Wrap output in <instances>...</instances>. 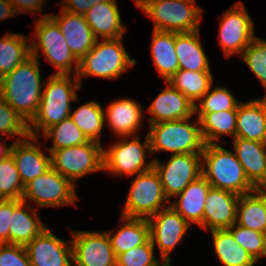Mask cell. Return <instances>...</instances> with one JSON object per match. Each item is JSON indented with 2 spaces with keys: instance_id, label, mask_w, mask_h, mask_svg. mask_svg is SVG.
Wrapping results in <instances>:
<instances>
[{
  "instance_id": "5b68a950",
  "label": "cell",
  "mask_w": 266,
  "mask_h": 266,
  "mask_svg": "<svg viewBox=\"0 0 266 266\" xmlns=\"http://www.w3.org/2000/svg\"><path fill=\"white\" fill-rule=\"evenodd\" d=\"M154 22L153 30L192 32L199 29L202 9L195 0H134Z\"/></svg>"
},
{
  "instance_id": "e575fe53",
  "label": "cell",
  "mask_w": 266,
  "mask_h": 266,
  "mask_svg": "<svg viewBox=\"0 0 266 266\" xmlns=\"http://www.w3.org/2000/svg\"><path fill=\"white\" fill-rule=\"evenodd\" d=\"M70 118L89 140L100 143V133L105 124V115L99 103L91 101L81 105L70 114Z\"/></svg>"
},
{
  "instance_id": "8d00e7d4",
  "label": "cell",
  "mask_w": 266,
  "mask_h": 266,
  "mask_svg": "<svg viewBox=\"0 0 266 266\" xmlns=\"http://www.w3.org/2000/svg\"><path fill=\"white\" fill-rule=\"evenodd\" d=\"M195 104V114L198 112V120L205 114L221 112L226 110H238V100L228 91L226 87H214Z\"/></svg>"
},
{
  "instance_id": "e0dca14e",
  "label": "cell",
  "mask_w": 266,
  "mask_h": 266,
  "mask_svg": "<svg viewBox=\"0 0 266 266\" xmlns=\"http://www.w3.org/2000/svg\"><path fill=\"white\" fill-rule=\"evenodd\" d=\"M239 195L211 187L206 196L203 228L228 229L236 223Z\"/></svg>"
},
{
  "instance_id": "bcb514c9",
  "label": "cell",
  "mask_w": 266,
  "mask_h": 266,
  "mask_svg": "<svg viewBox=\"0 0 266 266\" xmlns=\"http://www.w3.org/2000/svg\"><path fill=\"white\" fill-rule=\"evenodd\" d=\"M12 6L14 7V10L16 13H24L25 11H40L43 2L45 3V0H8Z\"/></svg>"
},
{
  "instance_id": "9c48e42d",
  "label": "cell",
  "mask_w": 266,
  "mask_h": 266,
  "mask_svg": "<svg viewBox=\"0 0 266 266\" xmlns=\"http://www.w3.org/2000/svg\"><path fill=\"white\" fill-rule=\"evenodd\" d=\"M50 154L51 167L73 184L87 173L103 170V148L96 141L53 150Z\"/></svg>"
},
{
  "instance_id": "484cf974",
  "label": "cell",
  "mask_w": 266,
  "mask_h": 266,
  "mask_svg": "<svg viewBox=\"0 0 266 266\" xmlns=\"http://www.w3.org/2000/svg\"><path fill=\"white\" fill-rule=\"evenodd\" d=\"M26 204L27 202L22 199L13 200V213L9 228L10 244L26 246L46 229L38 217L36 209L29 210ZM24 208H28V212ZM29 212L33 215H30Z\"/></svg>"
},
{
  "instance_id": "7dc6e473",
  "label": "cell",
  "mask_w": 266,
  "mask_h": 266,
  "mask_svg": "<svg viewBox=\"0 0 266 266\" xmlns=\"http://www.w3.org/2000/svg\"><path fill=\"white\" fill-rule=\"evenodd\" d=\"M17 13L8 0H0V21L15 16Z\"/></svg>"
},
{
  "instance_id": "60d3db41",
  "label": "cell",
  "mask_w": 266,
  "mask_h": 266,
  "mask_svg": "<svg viewBox=\"0 0 266 266\" xmlns=\"http://www.w3.org/2000/svg\"><path fill=\"white\" fill-rule=\"evenodd\" d=\"M240 56L266 90V41L255 37Z\"/></svg>"
},
{
  "instance_id": "d590c367",
  "label": "cell",
  "mask_w": 266,
  "mask_h": 266,
  "mask_svg": "<svg viewBox=\"0 0 266 266\" xmlns=\"http://www.w3.org/2000/svg\"><path fill=\"white\" fill-rule=\"evenodd\" d=\"M44 135L45 139L52 138L53 146L48 149L49 153L53 150L81 145L90 141L70 117L46 129Z\"/></svg>"
},
{
  "instance_id": "f6af8a7d",
  "label": "cell",
  "mask_w": 266,
  "mask_h": 266,
  "mask_svg": "<svg viewBox=\"0 0 266 266\" xmlns=\"http://www.w3.org/2000/svg\"><path fill=\"white\" fill-rule=\"evenodd\" d=\"M62 8L70 13L85 15V13L94 5L101 2L113 0H62Z\"/></svg>"
},
{
  "instance_id": "7bdbcfd3",
  "label": "cell",
  "mask_w": 266,
  "mask_h": 266,
  "mask_svg": "<svg viewBox=\"0 0 266 266\" xmlns=\"http://www.w3.org/2000/svg\"><path fill=\"white\" fill-rule=\"evenodd\" d=\"M0 266H31L25 246L1 244Z\"/></svg>"
},
{
  "instance_id": "f1b7e54d",
  "label": "cell",
  "mask_w": 266,
  "mask_h": 266,
  "mask_svg": "<svg viewBox=\"0 0 266 266\" xmlns=\"http://www.w3.org/2000/svg\"><path fill=\"white\" fill-rule=\"evenodd\" d=\"M236 224L266 233L265 187L239 196Z\"/></svg>"
},
{
  "instance_id": "44dd1931",
  "label": "cell",
  "mask_w": 266,
  "mask_h": 266,
  "mask_svg": "<svg viewBox=\"0 0 266 266\" xmlns=\"http://www.w3.org/2000/svg\"><path fill=\"white\" fill-rule=\"evenodd\" d=\"M235 155L249 181L256 188L266 187V143L234 138Z\"/></svg>"
},
{
  "instance_id": "5bb4252c",
  "label": "cell",
  "mask_w": 266,
  "mask_h": 266,
  "mask_svg": "<svg viewBox=\"0 0 266 266\" xmlns=\"http://www.w3.org/2000/svg\"><path fill=\"white\" fill-rule=\"evenodd\" d=\"M71 243L75 266H116L117 257L106 231H74Z\"/></svg>"
},
{
  "instance_id": "d6a6232c",
  "label": "cell",
  "mask_w": 266,
  "mask_h": 266,
  "mask_svg": "<svg viewBox=\"0 0 266 266\" xmlns=\"http://www.w3.org/2000/svg\"><path fill=\"white\" fill-rule=\"evenodd\" d=\"M21 34L6 33L0 38V78L31 56V46Z\"/></svg>"
},
{
  "instance_id": "3957f363",
  "label": "cell",
  "mask_w": 266,
  "mask_h": 266,
  "mask_svg": "<svg viewBox=\"0 0 266 266\" xmlns=\"http://www.w3.org/2000/svg\"><path fill=\"white\" fill-rule=\"evenodd\" d=\"M201 157L204 159L202 175L213 188L227 190L239 196L257 189L247 178L234 152L216 143L205 144Z\"/></svg>"
},
{
  "instance_id": "d4e9b609",
  "label": "cell",
  "mask_w": 266,
  "mask_h": 266,
  "mask_svg": "<svg viewBox=\"0 0 266 266\" xmlns=\"http://www.w3.org/2000/svg\"><path fill=\"white\" fill-rule=\"evenodd\" d=\"M137 103L133 99L123 98L108 105L105 120L117 136L130 138L138 132L143 118L141 106Z\"/></svg>"
},
{
  "instance_id": "c3c4849f",
  "label": "cell",
  "mask_w": 266,
  "mask_h": 266,
  "mask_svg": "<svg viewBox=\"0 0 266 266\" xmlns=\"http://www.w3.org/2000/svg\"><path fill=\"white\" fill-rule=\"evenodd\" d=\"M3 144L4 143L0 145V163L6 159V157L10 154L11 150V145L8 146L7 144Z\"/></svg>"
},
{
  "instance_id": "277c9868",
  "label": "cell",
  "mask_w": 266,
  "mask_h": 266,
  "mask_svg": "<svg viewBox=\"0 0 266 266\" xmlns=\"http://www.w3.org/2000/svg\"><path fill=\"white\" fill-rule=\"evenodd\" d=\"M189 119L150 124V154L162 150L172 152V155L201 154L205 143L201 135L200 122L197 119L195 123L190 124Z\"/></svg>"
},
{
  "instance_id": "ab89813d",
  "label": "cell",
  "mask_w": 266,
  "mask_h": 266,
  "mask_svg": "<svg viewBox=\"0 0 266 266\" xmlns=\"http://www.w3.org/2000/svg\"><path fill=\"white\" fill-rule=\"evenodd\" d=\"M4 135L18 136L16 141H21L29 132L28 123L0 96V136Z\"/></svg>"
},
{
  "instance_id": "8992f818",
  "label": "cell",
  "mask_w": 266,
  "mask_h": 266,
  "mask_svg": "<svg viewBox=\"0 0 266 266\" xmlns=\"http://www.w3.org/2000/svg\"><path fill=\"white\" fill-rule=\"evenodd\" d=\"M121 39H104L101 42L97 39L93 48L79 60L76 77L80 83L81 76L114 80L136 65V60L130 59Z\"/></svg>"
},
{
  "instance_id": "4316f807",
  "label": "cell",
  "mask_w": 266,
  "mask_h": 266,
  "mask_svg": "<svg viewBox=\"0 0 266 266\" xmlns=\"http://www.w3.org/2000/svg\"><path fill=\"white\" fill-rule=\"evenodd\" d=\"M175 49L179 70L211 72L207 55L200 42L199 30L176 33Z\"/></svg>"
},
{
  "instance_id": "836d02e7",
  "label": "cell",
  "mask_w": 266,
  "mask_h": 266,
  "mask_svg": "<svg viewBox=\"0 0 266 266\" xmlns=\"http://www.w3.org/2000/svg\"><path fill=\"white\" fill-rule=\"evenodd\" d=\"M175 89L184 94L195 106L213 84L211 72H193L189 70H178L168 82Z\"/></svg>"
},
{
  "instance_id": "f907efd6",
  "label": "cell",
  "mask_w": 266,
  "mask_h": 266,
  "mask_svg": "<svg viewBox=\"0 0 266 266\" xmlns=\"http://www.w3.org/2000/svg\"><path fill=\"white\" fill-rule=\"evenodd\" d=\"M265 209H266V187H265Z\"/></svg>"
},
{
  "instance_id": "681fc988",
  "label": "cell",
  "mask_w": 266,
  "mask_h": 266,
  "mask_svg": "<svg viewBox=\"0 0 266 266\" xmlns=\"http://www.w3.org/2000/svg\"><path fill=\"white\" fill-rule=\"evenodd\" d=\"M159 266H171V263H170V261L169 262L164 261L163 264H161Z\"/></svg>"
},
{
  "instance_id": "1f68e13d",
  "label": "cell",
  "mask_w": 266,
  "mask_h": 266,
  "mask_svg": "<svg viewBox=\"0 0 266 266\" xmlns=\"http://www.w3.org/2000/svg\"><path fill=\"white\" fill-rule=\"evenodd\" d=\"M237 112L238 110H226L205 113L199 119L204 143L214 144L219 140V136L222 134H227L236 138Z\"/></svg>"
},
{
  "instance_id": "7a4b0ae2",
  "label": "cell",
  "mask_w": 266,
  "mask_h": 266,
  "mask_svg": "<svg viewBox=\"0 0 266 266\" xmlns=\"http://www.w3.org/2000/svg\"><path fill=\"white\" fill-rule=\"evenodd\" d=\"M43 83L45 89L42 91L38 110L33 119L28 123L29 136L35 138L38 137L34 129L38 133L41 130L44 132L51 126L70 117V103L71 101H77L75 91L81 88V83L75 75L54 74Z\"/></svg>"
},
{
  "instance_id": "ffe728a7",
  "label": "cell",
  "mask_w": 266,
  "mask_h": 266,
  "mask_svg": "<svg viewBox=\"0 0 266 266\" xmlns=\"http://www.w3.org/2000/svg\"><path fill=\"white\" fill-rule=\"evenodd\" d=\"M147 110L152 114L149 117L150 124L187 119L195 115V106L191 101L169 83Z\"/></svg>"
},
{
  "instance_id": "8fae6325",
  "label": "cell",
  "mask_w": 266,
  "mask_h": 266,
  "mask_svg": "<svg viewBox=\"0 0 266 266\" xmlns=\"http://www.w3.org/2000/svg\"><path fill=\"white\" fill-rule=\"evenodd\" d=\"M31 199L40 207L74 205L78 198L75 184L52 167L24 186L22 200Z\"/></svg>"
},
{
  "instance_id": "ee69618b",
  "label": "cell",
  "mask_w": 266,
  "mask_h": 266,
  "mask_svg": "<svg viewBox=\"0 0 266 266\" xmlns=\"http://www.w3.org/2000/svg\"><path fill=\"white\" fill-rule=\"evenodd\" d=\"M13 213V200L0 199V243L10 244V220Z\"/></svg>"
},
{
  "instance_id": "9a60e30c",
  "label": "cell",
  "mask_w": 266,
  "mask_h": 266,
  "mask_svg": "<svg viewBox=\"0 0 266 266\" xmlns=\"http://www.w3.org/2000/svg\"><path fill=\"white\" fill-rule=\"evenodd\" d=\"M148 220L150 240L157 243L162 261H171L169 254L181 242L190 224L170 205Z\"/></svg>"
},
{
  "instance_id": "f546056e",
  "label": "cell",
  "mask_w": 266,
  "mask_h": 266,
  "mask_svg": "<svg viewBox=\"0 0 266 266\" xmlns=\"http://www.w3.org/2000/svg\"><path fill=\"white\" fill-rule=\"evenodd\" d=\"M120 221L125 223L115 235H112L111 231H106L116 257L144 244L150 238L147 219L122 216Z\"/></svg>"
},
{
  "instance_id": "7402d4cb",
  "label": "cell",
  "mask_w": 266,
  "mask_h": 266,
  "mask_svg": "<svg viewBox=\"0 0 266 266\" xmlns=\"http://www.w3.org/2000/svg\"><path fill=\"white\" fill-rule=\"evenodd\" d=\"M236 138L266 143V97L238 104Z\"/></svg>"
},
{
  "instance_id": "ac0fdd59",
  "label": "cell",
  "mask_w": 266,
  "mask_h": 266,
  "mask_svg": "<svg viewBox=\"0 0 266 266\" xmlns=\"http://www.w3.org/2000/svg\"><path fill=\"white\" fill-rule=\"evenodd\" d=\"M50 16L59 25L68 47L78 61L93 48L97 38L84 15L61 9L59 16L55 14H50Z\"/></svg>"
},
{
  "instance_id": "83f0119b",
  "label": "cell",
  "mask_w": 266,
  "mask_h": 266,
  "mask_svg": "<svg viewBox=\"0 0 266 266\" xmlns=\"http://www.w3.org/2000/svg\"><path fill=\"white\" fill-rule=\"evenodd\" d=\"M176 32L153 30L151 53L159 74L168 82L179 70V59L175 49Z\"/></svg>"
},
{
  "instance_id": "52a82bcc",
  "label": "cell",
  "mask_w": 266,
  "mask_h": 266,
  "mask_svg": "<svg viewBox=\"0 0 266 266\" xmlns=\"http://www.w3.org/2000/svg\"><path fill=\"white\" fill-rule=\"evenodd\" d=\"M36 22L35 35L38 41L30 44L31 55L39 60V50H42L46 60L58 69L55 74L71 75L72 72L76 76L79 61L68 47L57 22L50 14L43 15ZM73 63L76 64L75 67L72 66Z\"/></svg>"
},
{
  "instance_id": "603a6c76",
  "label": "cell",
  "mask_w": 266,
  "mask_h": 266,
  "mask_svg": "<svg viewBox=\"0 0 266 266\" xmlns=\"http://www.w3.org/2000/svg\"><path fill=\"white\" fill-rule=\"evenodd\" d=\"M212 186L200 175L192 181L180 194L178 202L170 206L190 225L195 223L203 228V213L206 196Z\"/></svg>"
},
{
  "instance_id": "7c38bea8",
  "label": "cell",
  "mask_w": 266,
  "mask_h": 266,
  "mask_svg": "<svg viewBox=\"0 0 266 266\" xmlns=\"http://www.w3.org/2000/svg\"><path fill=\"white\" fill-rule=\"evenodd\" d=\"M201 154L172 155L167 163L153 160L168 200L180 194L192 181L202 175Z\"/></svg>"
},
{
  "instance_id": "d6986e66",
  "label": "cell",
  "mask_w": 266,
  "mask_h": 266,
  "mask_svg": "<svg viewBox=\"0 0 266 266\" xmlns=\"http://www.w3.org/2000/svg\"><path fill=\"white\" fill-rule=\"evenodd\" d=\"M29 139L38 141L37 138L28 136L11 144L10 150L24 186L51 168V156L44 155Z\"/></svg>"
},
{
  "instance_id": "2e32d148",
  "label": "cell",
  "mask_w": 266,
  "mask_h": 266,
  "mask_svg": "<svg viewBox=\"0 0 266 266\" xmlns=\"http://www.w3.org/2000/svg\"><path fill=\"white\" fill-rule=\"evenodd\" d=\"M69 244L70 246L46 228L25 248L31 266H73L71 240Z\"/></svg>"
},
{
  "instance_id": "6da1fadb",
  "label": "cell",
  "mask_w": 266,
  "mask_h": 266,
  "mask_svg": "<svg viewBox=\"0 0 266 266\" xmlns=\"http://www.w3.org/2000/svg\"><path fill=\"white\" fill-rule=\"evenodd\" d=\"M39 60L32 55L9 74L0 78V96L29 123L35 116L41 96Z\"/></svg>"
},
{
  "instance_id": "cb8c5ba5",
  "label": "cell",
  "mask_w": 266,
  "mask_h": 266,
  "mask_svg": "<svg viewBox=\"0 0 266 266\" xmlns=\"http://www.w3.org/2000/svg\"><path fill=\"white\" fill-rule=\"evenodd\" d=\"M97 39L122 38L125 26L121 23V17L116 0L101 2L92 6L84 15Z\"/></svg>"
},
{
  "instance_id": "b9f144b4",
  "label": "cell",
  "mask_w": 266,
  "mask_h": 266,
  "mask_svg": "<svg viewBox=\"0 0 266 266\" xmlns=\"http://www.w3.org/2000/svg\"><path fill=\"white\" fill-rule=\"evenodd\" d=\"M154 247L149 238L144 244L118 255L116 266H159Z\"/></svg>"
},
{
  "instance_id": "4fadbf2b",
  "label": "cell",
  "mask_w": 266,
  "mask_h": 266,
  "mask_svg": "<svg viewBox=\"0 0 266 266\" xmlns=\"http://www.w3.org/2000/svg\"><path fill=\"white\" fill-rule=\"evenodd\" d=\"M254 24L244 4L239 2L227 10L220 19L219 44L226 57L241 55L256 37Z\"/></svg>"
},
{
  "instance_id": "30bf717a",
  "label": "cell",
  "mask_w": 266,
  "mask_h": 266,
  "mask_svg": "<svg viewBox=\"0 0 266 266\" xmlns=\"http://www.w3.org/2000/svg\"><path fill=\"white\" fill-rule=\"evenodd\" d=\"M135 135L132 140L122 137L124 140L114 143L108 148L103 149V170L110 171L116 175L133 176L150 170L153 167V160L146 165L145 150L150 153V140L148 134L142 144Z\"/></svg>"
},
{
  "instance_id": "74e56055",
  "label": "cell",
  "mask_w": 266,
  "mask_h": 266,
  "mask_svg": "<svg viewBox=\"0 0 266 266\" xmlns=\"http://www.w3.org/2000/svg\"><path fill=\"white\" fill-rule=\"evenodd\" d=\"M23 191L24 185L20 179L14 159L12 155L9 154L6 159L0 163V199H21Z\"/></svg>"
},
{
  "instance_id": "ba28073f",
  "label": "cell",
  "mask_w": 266,
  "mask_h": 266,
  "mask_svg": "<svg viewBox=\"0 0 266 266\" xmlns=\"http://www.w3.org/2000/svg\"><path fill=\"white\" fill-rule=\"evenodd\" d=\"M169 201L160 176L152 167L150 170L137 174L135 180H132L122 216L149 219L160 209L166 208L165 203Z\"/></svg>"
},
{
  "instance_id": "4dcf8cb0",
  "label": "cell",
  "mask_w": 266,
  "mask_h": 266,
  "mask_svg": "<svg viewBox=\"0 0 266 266\" xmlns=\"http://www.w3.org/2000/svg\"><path fill=\"white\" fill-rule=\"evenodd\" d=\"M215 253L224 266H254L256 261L242 248L228 229L211 230Z\"/></svg>"
},
{
  "instance_id": "f35d334b",
  "label": "cell",
  "mask_w": 266,
  "mask_h": 266,
  "mask_svg": "<svg viewBox=\"0 0 266 266\" xmlns=\"http://www.w3.org/2000/svg\"><path fill=\"white\" fill-rule=\"evenodd\" d=\"M228 230L236 243L244 248L256 262L261 257H266V235L264 233L248 229L236 223Z\"/></svg>"
}]
</instances>
